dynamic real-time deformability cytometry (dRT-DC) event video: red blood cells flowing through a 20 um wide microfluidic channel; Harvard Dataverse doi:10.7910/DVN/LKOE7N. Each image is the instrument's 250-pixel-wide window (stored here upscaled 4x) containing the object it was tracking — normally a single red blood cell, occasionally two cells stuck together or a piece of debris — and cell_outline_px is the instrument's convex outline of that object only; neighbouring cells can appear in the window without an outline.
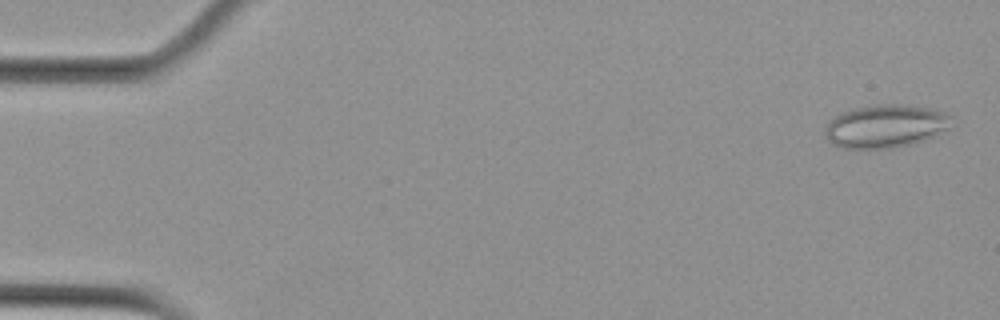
{"species": "Egyptian fruit bat (a non-hibernating species)", "species_latin": "Rousettus aegyptiacus", "temperature_condition": "cold", "stored_images_in_passage": 5, "camera_frame_rate_fps": 3000, "um_per_image_px": 0.085, "animal": {"sex": "female"}, "frame": {"image": 1, "passage_image": 1, "time_ms": 0.0, "image_size_px": [1000, 320], "cell_outline_px": [[956, 124], [924, 140], [908, 144], [888, 148], [844, 148], [832, 144], [824, 136], [824, 132], [828, 124], [836, 116], [844, 112], [868, 104], [896, 104], [928, 108], [944, 112]], "centroid_in_image_um": [75.26, 10.72], "position_along_channel_um": 9.7, "area_um2": 31.39}}